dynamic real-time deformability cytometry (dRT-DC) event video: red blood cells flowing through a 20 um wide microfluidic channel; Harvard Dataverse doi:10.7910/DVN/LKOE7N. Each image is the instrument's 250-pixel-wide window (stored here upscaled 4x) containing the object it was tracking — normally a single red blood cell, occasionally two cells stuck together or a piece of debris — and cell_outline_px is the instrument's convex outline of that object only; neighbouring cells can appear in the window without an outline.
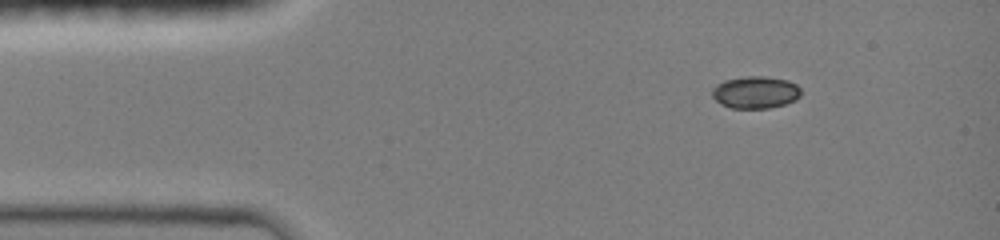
{"species": "common noctule bat (a hibernating species)", "species_latin": "Nyctalus noctula", "temperature_condition": "room temperature", "stored_images_in_passage": 20, "camera_frame_rate_fps": 3000, "um_per_image_px": 0.085, "animal": {"sex": "female", "body_mass_g": 19.0, "forearm_length_mm": 51.5}, "frame": {"image": 1, "passage_image": 1, "time_ms": 0.0, "image_size_px": [1000, 240], "cell_outline_px": [[800, 96], [796, 100], [784, 104], [768, 108], [732, 108], [720, 104], [712, 96], [712, 88], [716, 84], [724, 80], [748, 76], [764, 76], [788, 80], [796, 84], [800, 88]], "centroid_in_image_um": [64.2, 7.84], "position_along_channel_um": 20.8, "area_um2": 16.7}}
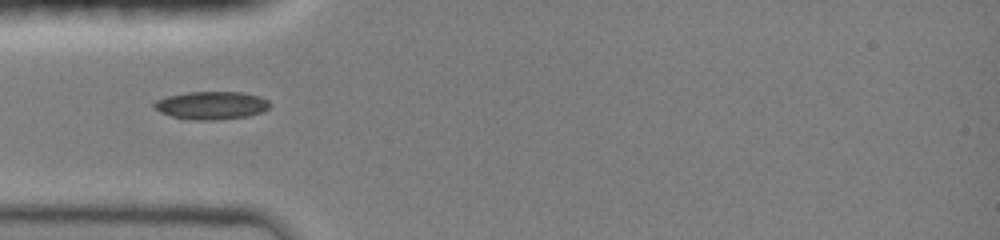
{"frame": {"image": 2, "passage_image": 14, "time_ms": 2.667, "image_size_px": [1000, 240], "cell_outline_px": [[268, 108], [264, 112], [248, 116], [212, 120], [184, 120], [160, 112], [152, 104], [156, 100], [164, 96], [188, 92], [244, 92], [260, 96], [268, 100]], "centroid_in_image_um": [17.95, 8.95], "position_along_channel_um": 67.1, "area_um2": 19.02}}
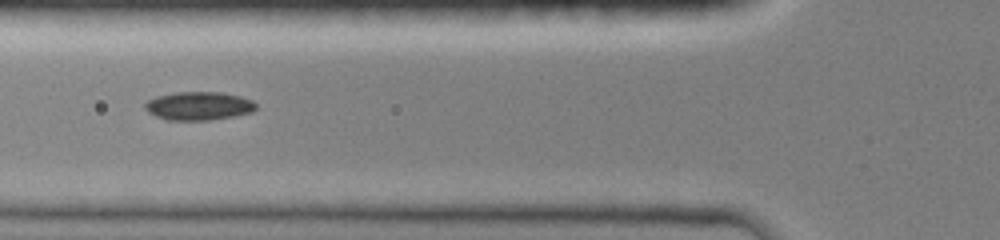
{"frame": {"image": 3, "passage_image": 19, "time_ms": 3.667, "image_size_px": [1000, 240], "cell_outline_px": [[256, 108], [252, 112], [236, 116], [208, 120], [164, 120], [148, 112], [144, 108], [144, 104], [148, 100], [156, 96], [176, 92], [220, 92], [240, 96], [252, 100], [256, 104]], "centroid_in_image_um": [16.88, 9.0], "position_along_channel_um": 108.9, "area_um2": 18.5}}